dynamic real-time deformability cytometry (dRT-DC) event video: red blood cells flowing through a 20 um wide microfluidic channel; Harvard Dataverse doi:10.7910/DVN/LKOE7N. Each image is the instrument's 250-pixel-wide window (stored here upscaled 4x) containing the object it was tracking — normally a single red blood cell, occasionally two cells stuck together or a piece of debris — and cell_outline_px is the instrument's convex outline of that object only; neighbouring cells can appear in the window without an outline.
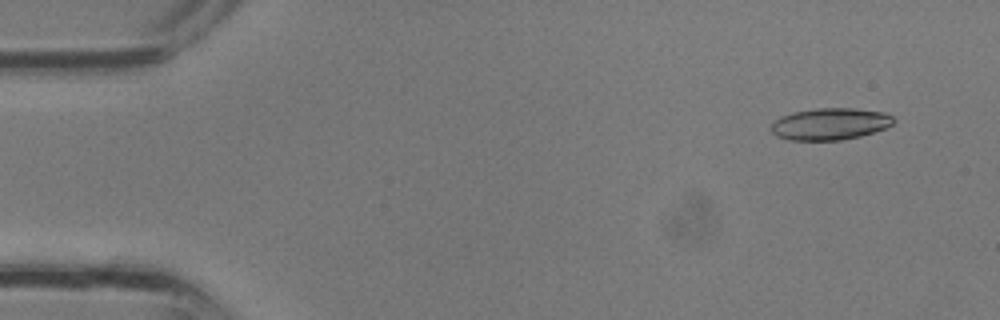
{"species": "common noctule bat (a hibernating species)", "species_latin": "Nyctalus noctula", "temperature_condition": "room temperature", "stored_images_in_passage": 34, "camera_frame_rate_fps": 3000, "um_per_image_px": 0.085, "animal": {"sex": "male", "body_mass_g": 13.3}, "frame": {"image": 1, "passage_image": 3, "time_ms": 0.667, "image_size_px": [1000, 320], "cell_outline_px": [[896, 120], [892, 124], [884, 128], [860, 136], [840, 140], [788, 140], [776, 136], [772, 132], [772, 124], [780, 116], [792, 112], [816, 108], [852, 108], [884, 112], [892, 116]], "centroid_in_image_um": [70.54, 10.53], "position_along_channel_um": 14.5, "area_um2": 22.66}}
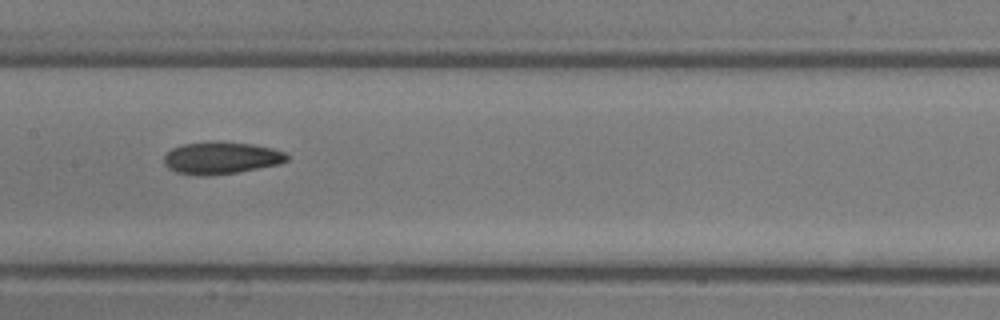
{"frame": {"image": 2, "passage_image": 17, "time_ms": 5.333, "image_size_px": [1000, 320], "cell_outline_px": [[288, 160], [280, 164], [236, 172], [208, 176], [200, 176], [176, 172], [168, 168], [164, 164], [164, 156], [172, 148], [184, 144], [252, 144], [272, 148], [284, 152], [288, 156]], "centroid_in_image_um": [18.8, 13.47], "position_along_channel_um": 188.6, "area_um2": 22.2}}
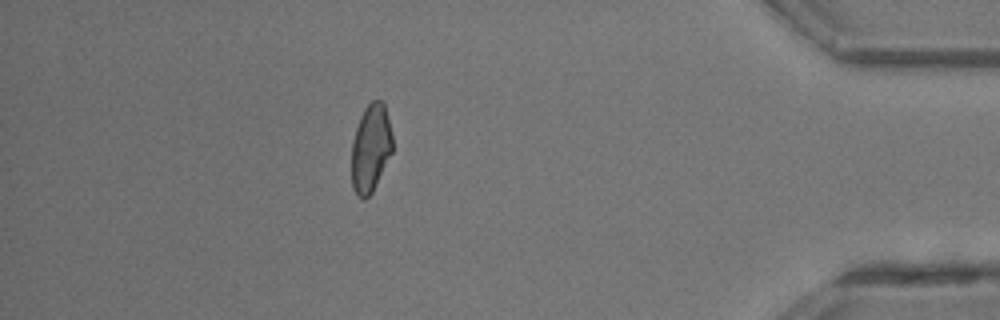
{"frame": {"image": 3, "passage_image": 30, "time_ms": 9.667, "image_size_px": [1000, 320], "cell_outline_px": [[392, 152], [372, 192], [364, 200], [356, 196], [352, 188], [352, 140], [360, 116], [364, 108], [372, 100], [380, 100], [384, 104], [392, 136]], "centroid_in_image_um": [31.49, 12.61], "position_along_channel_um": 403.7, "area_um2": 20.87}}